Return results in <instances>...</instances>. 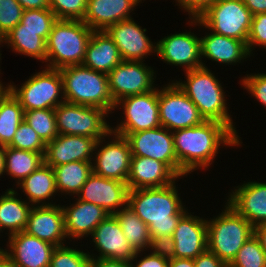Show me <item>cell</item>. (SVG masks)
I'll list each match as a JSON object with an SVG mask.
<instances>
[{
  "label": "cell",
  "instance_id": "25",
  "mask_svg": "<svg viewBox=\"0 0 266 267\" xmlns=\"http://www.w3.org/2000/svg\"><path fill=\"white\" fill-rule=\"evenodd\" d=\"M142 0H88L83 22L93 31H106L110 26L132 18L130 13Z\"/></svg>",
  "mask_w": 266,
  "mask_h": 267
},
{
  "label": "cell",
  "instance_id": "34",
  "mask_svg": "<svg viewBox=\"0 0 266 267\" xmlns=\"http://www.w3.org/2000/svg\"><path fill=\"white\" fill-rule=\"evenodd\" d=\"M113 215L117 218L124 237L134 250L142 253L146 251L151 240L148 226L134 213L129 205L127 204Z\"/></svg>",
  "mask_w": 266,
  "mask_h": 267
},
{
  "label": "cell",
  "instance_id": "19",
  "mask_svg": "<svg viewBox=\"0 0 266 267\" xmlns=\"http://www.w3.org/2000/svg\"><path fill=\"white\" fill-rule=\"evenodd\" d=\"M146 31L133 18L117 22L106 30L118 47L122 60L126 61H142L150 53H156L157 45L149 40Z\"/></svg>",
  "mask_w": 266,
  "mask_h": 267
},
{
  "label": "cell",
  "instance_id": "21",
  "mask_svg": "<svg viewBox=\"0 0 266 267\" xmlns=\"http://www.w3.org/2000/svg\"><path fill=\"white\" fill-rule=\"evenodd\" d=\"M96 143L92 137L59 134L46 144L44 162L51 167L72 161L93 162Z\"/></svg>",
  "mask_w": 266,
  "mask_h": 267
},
{
  "label": "cell",
  "instance_id": "17",
  "mask_svg": "<svg viewBox=\"0 0 266 267\" xmlns=\"http://www.w3.org/2000/svg\"><path fill=\"white\" fill-rule=\"evenodd\" d=\"M128 192L127 183L92 172L77 194V199L96 204L109 214H114L127 205Z\"/></svg>",
  "mask_w": 266,
  "mask_h": 267
},
{
  "label": "cell",
  "instance_id": "44",
  "mask_svg": "<svg viewBox=\"0 0 266 267\" xmlns=\"http://www.w3.org/2000/svg\"><path fill=\"white\" fill-rule=\"evenodd\" d=\"M242 84L255 99L266 106V74L258 73L243 77Z\"/></svg>",
  "mask_w": 266,
  "mask_h": 267
},
{
  "label": "cell",
  "instance_id": "7",
  "mask_svg": "<svg viewBox=\"0 0 266 267\" xmlns=\"http://www.w3.org/2000/svg\"><path fill=\"white\" fill-rule=\"evenodd\" d=\"M190 20L191 25L204 26L215 34L247 43L252 14L242 0H217L199 17Z\"/></svg>",
  "mask_w": 266,
  "mask_h": 267
},
{
  "label": "cell",
  "instance_id": "23",
  "mask_svg": "<svg viewBox=\"0 0 266 267\" xmlns=\"http://www.w3.org/2000/svg\"><path fill=\"white\" fill-rule=\"evenodd\" d=\"M236 188L227 204L254 227L266 223V182L250 181Z\"/></svg>",
  "mask_w": 266,
  "mask_h": 267
},
{
  "label": "cell",
  "instance_id": "30",
  "mask_svg": "<svg viewBox=\"0 0 266 267\" xmlns=\"http://www.w3.org/2000/svg\"><path fill=\"white\" fill-rule=\"evenodd\" d=\"M11 188L0 196V231L9 230V236L24 231L32 205L16 197ZM31 206V207H30Z\"/></svg>",
  "mask_w": 266,
  "mask_h": 267
},
{
  "label": "cell",
  "instance_id": "41",
  "mask_svg": "<svg viewBox=\"0 0 266 267\" xmlns=\"http://www.w3.org/2000/svg\"><path fill=\"white\" fill-rule=\"evenodd\" d=\"M88 0H50V9L57 19L83 21Z\"/></svg>",
  "mask_w": 266,
  "mask_h": 267
},
{
  "label": "cell",
  "instance_id": "2",
  "mask_svg": "<svg viewBox=\"0 0 266 267\" xmlns=\"http://www.w3.org/2000/svg\"><path fill=\"white\" fill-rule=\"evenodd\" d=\"M178 195L175 182L165 187L133 189L128 192L127 204L148 226L151 237L173 236L187 212Z\"/></svg>",
  "mask_w": 266,
  "mask_h": 267
},
{
  "label": "cell",
  "instance_id": "53",
  "mask_svg": "<svg viewBox=\"0 0 266 267\" xmlns=\"http://www.w3.org/2000/svg\"><path fill=\"white\" fill-rule=\"evenodd\" d=\"M254 235L258 238L261 247L266 252V223L255 226Z\"/></svg>",
  "mask_w": 266,
  "mask_h": 267
},
{
  "label": "cell",
  "instance_id": "55",
  "mask_svg": "<svg viewBox=\"0 0 266 267\" xmlns=\"http://www.w3.org/2000/svg\"><path fill=\"white\" fill-rule=\"evenodd\" d=\"M0 267H18L0 252Z\"/></svg>",
  "mask_w": 266,
  "mask_h": 267
},
{
  "label": "cell",
  "instance_id": "1",
  "mask_svg": "<svg viewBox=\"0 0 266 267\" xmlns=\"http://www.w3.org/2000/svg\"><path fill=\"white\" fill-rule=\"evenodd\" d=\"M174 149L179 163V177L200 168H208L218 154L220 144L238 146L240 137L227 125L212 120L201 124L178 129L172 132ZM200 167V168H199Z\"/></svg>",
  "mask_w": 266,
  "mask_h": 267
},
{
  "label": "cell",
  "instance_id": "40",
  "mask_svg": "<svg viewBox=\"0 0 266 267\" xmlns=\"http://www.w3.org/2000/svg\"><path fill=\"white\" fill-rule=\"evenodd\" d=\"M8 146L14 149L28 150L36 153H45L46 151V144L24 120L17 128L14 138Z\"/></svg>",
  "mask_w": 266,
  "mask_h": 267
},
{
  "label": "cell",
  "instance_id": "57",
  "mask_svg": "<svg viewBox=\"0 0 266 267\" xmlns=\"http://www.w3.org/2000/svg\"><path fill=\"white\" fill-rule=\"evenodd\" d=\"M1 43H4V35L0 32V45H2ZM1 55L2 54L0 53V59H1Z\"/></svg>",
  "mask_w": 266,
  "mask_h": 267
},
{
  "label": "cell",
  "instance_id": "51",
  "mask_svg": "<svg viewBox=\"0 0 266 267\" xmlns=\"http://www.w3.org/2000/svg\"><path fill=\"white\" fill-rule=\"evenodd\" d=\"M244 5L250 10L252 16L266 13V0H242Z\"/></svg>",
  "mask_w": 266,
  "mask_h": 267
},
{
  "label": "cell",
  "instance_id": "11",
  "mask_svg": "<svg viewBox=\"0 0 266 267\" xmlns=\"http://www.w3.org/2000/svg\"><path fill=\"white\" fill-rule=\"evenodd\" d=\"M119 106L124 109L125 119L114 129L111 127L113 133H134L161 126L157 87L147 93L119 100L115 103L114 110Z\"/></svg>",
  "mask_w": 266,
  "mask_h": 267
},
{
  "label": "cell",
  "instance_id": "28",
  "mask_svg": "<svg viewBox=\"0 0 266 267\" xmlns=\"http://www.w3.org/2000/svg\"><path fill=\"white\" fill-rule=\"evenodd\" d=\"M123 60L119 49L106 31H93L88 42L84 66L108 74Z\"/></svg>",
  "mask_w": 266,
  "mask_h": 267
},
{
  "label": "cell",
  "instance_id": "42",
  "mask_svg": "<svg viewBox=\"0 0 266 267\" xmlns=\"http://www.w3.org/2000/svg\"><path fill=\"white\" fill-rule=\"evenodd\" d=\"M23 11L17 0H0V32L4 36L21 22Z\"/></svg>",
  "mask_w": 266,
  "mask_h": 267
},
{
  "label": "cell",
  "instance_id": "43",
  "mask_svg": "<svg viewBox=\"0 0 266 267\" xmlns=\"http://www.w3.org/2000/svg\"><path fill=\"white\" fill-rule=\"evenodd\" d=\"M263 46L266 49V13L252 16L251 28L247 39V48L252 55L253 47Z\"/></svg>",
  "mask_w": 266,
  "mask_h": 267
},
{
  "label": "cell",
  "instance_id": "29",
  "mask_svg": "<svg viewBox=\"0 0 266 267\" xmlns=\"http://www.w3.org/2000/svg\"><path fill=\"white\" fill-rule=\"evenodd\" d=\"M18 186L22 188V192L26 194L28 203L33 206H51V202L45 200L50 199L57 194L55 173L53 167L45 162L39 166L34 172L27 176ZM43 201V202H42ZM45 201V202H44Z\"/></svg>",
  "mask_w": 266,
  "mask_h": 267
},
{
  "label": "cell",
  "instance_id": "16",
  "mask_svg": "<svg viewBox=\"0 0 266 267\" xmlns=\"http://www.w3.org/2000/svg\"><path fill=\"white\" fill-rule=\"evenodd\" d=\"M92 242L95 243V249L100 252L99 256L89 254L91 259H112L135 261L141 251L136 252L124 237L123 230L113 214H109L93 230Z\"/></svg>",
  "mask_w": 266,
  "mask_h": 267
},
{
  "label": "cell",
  "instance_id": "14",
  "mask_svg": "<svg viewBox=\"0 0 266 267\" xmlns=\"http://www.w3.org/2000/svg\"><path fill=\"white\" fill-rule=\"evenodd\" d=\"M111 135H114L112 141L106 144L104 138L97 141L92 169L97 175L127 183L132 157L129 142L124 136L113 132Z\"/></svg>",
  "mask_w": 266,
  "mask_h": 267
},
{
  "label": "cell",
  "instance_id": "15",
  "mask_svg": "<svg viewBox=\"0 0 266 267\" xmlns=\"http://www.w3.org/2000/svg\"><path fill=\"white\" fill-rule=\"evenodd\" d=\"M156 54L161 60L186 71L207 67L202 62L201 38L191 32L170 34L156 42Z\"/></svg>",
  "mask_w": 266,
  "mask_h": 267
},
{
  "label": "cell",
  "instance_id": "35",
  "mask_svg": "<svg viewBox=\"0 0 266 267\" xmlns=\"http://www.w3.org/2000/svg\"><path fill=\"white\" fill-rule=\"evenodd\" d=\"M24 120V110L8 91L0 100V145L8 146Z\"/></svg>",
  "mask_w": 266,
  "mask_h": 267
},
{
  "label": "cell",
  "instance_id": "32",
  "mask_svg": "<svg viewBox=\"0 0 266 267\" xmlns=\"http://www.w3.org/2000/svg\"><path fill=\"white\" fill-rule=\"evenodd\" d=\"M93 162L72 161L53 167L56 188L59 193L77 195L93 172ZM71 193V194H70Z\"/></svg>",
  "mask_w": 266,
  "mask_h": 267
},
{
  "label": "cell",
  "instance_id": "39",
  "mask_svg": "<svg viewBox=\"0 0 266 267\" xmlns=\"http://www.w3.org/2000/svg\"><path fill=\"white\" fill-rule=\"evenodd\" d=\"M89 254L66 245L58 246L53 251L49 267H90Z\"/></svg>",
  "mask_w": 266,
  "mask_h": 267
},
{
  "label": "cell",
  "instance_id": "38",
  "mask_svg": "<svg viewBox=\"0 0 266 267\" xmlns=\"http://www.w3.org/2000/svg\"><path fill=\"white\" fill-rule=\"evenodd\" d=\"M57 21L51 9L24 10L21 18L22 29L41 32V37L47 41L53 24Z\"/></svg>",
  "mask_w": 266,
  "mask_h": 267
},
{
  "label": "cell",
  "instance_id": "4",
  "mask_svg": "<svg viewBox=\"0 0 266 267\" xmlns=\"http://www.w3.org/2000/svg\"><path fill=\"white\" fill-rule=\"evenodd\" d=\"M65 102L101 108L111 113L115 103L109 90L108 74L83 64L60 69ZM110 111V112H109Z\"/></svg>",
  "mask_w": 266,
  "mask_h": 267
},
{
  "label": "cell",
  "instance_id": "54",
  "mask_svg": "<svg viewBox=\"0 0 266 267\" xmlns=\"http://www.w3.org/2000/svg\"><path fill=\"white\" fill-rule=\"evenodd\" d=\"M5 172V146L0 145V176Z\"/></svg>",
  "mask_w": 266,
  "mask_h": 267
},
{
  "label": "cell",
  "instance_id": "24",
  "mask_svg": "<svg viewBox=\"0 0 266 267\" xmlns=\"http://www.w3.org/2000/svg\"><path fill=\"white\" fill-rule=\"evenodd\" d=\"M179 178L165 163L149 157L132 156L127 179L129 190L168 186Z\"/></svg>",
  "mask_w": 266,
  "mask_h": 267
},
{
  "label": "cell",
  "instance_id": "22",
  "mask_svg": "<svg viewBox=\"0 0 266 267\" xmlns=\"http://www.w3.org/2000/svg\"><path fill=\"white\" fill-rule=\"evenodd\" d=\"M172 237L175 242L174 258L195 259L208 249L207 220L187 211L178 221Z\"/></svg>",
  "mask_w": 266,
  "mask_h": 267
},
{
  "label": "cell",
  "instance_id": "46",
  "mask_svg": "<svg viewBox=\"0 0 266 267\" xmlns=\"http://www.w3.org/2000/svg\"><path fill=\"white\" fill-rule=\"evenodd\" d=\"M178 6L188 12L190 18H197L201 15L209 6L213 5L217 0H176Z\"/></svg>",
  "mask_w": 266,
  "mask_h": 267
},
{
  "label": "cell",
  "instance_id": "3",
  "mask_svg": "<svg viewBox=\"0 0 266 267\" xmlns=\"http://www.w3.org/2000/svg\"><path fill=\"white\" fill-rule=\"evenodd\" d=\"M186 81L176 80L179 88L190 98L198 108L204 120L218 121L227 125L238 134L229 115L225 100V92L220 81L211 73L208 67H200L186 71Z\"/></svg>",
  "mask_w": 266,
  "mask_h": 267
},
{
  "label": "cell",
  "instance_id": "45",
  "mask_svg": "<svg viewBox=\"0 0 266 267\" xmlns=\"http://www.w3.org/2000/svg\"><path fill=\"white\" fill-rule=\"evenodd\" d=\"M149 249L153 250L151 253L166 259H173L175 252V242L172 236L159 235L151 237Z\"/></svg>",
  "mask_w": 266,
  "mask_h": 267
},
{
  "label": "cell",
  "instance_id": "36",
  "mask_svg": "<svg viewBox=\"0 0 266 267\" xmlns=\"http://www.w3.org/2000/svg\"><path fill=\"white\" fill-rule=\"evenodd\" d=\"M24 121L30 125L45 144L59 135L54 109L24 111Z\"/></svg>",
  "mask_w": 266,
  "mask_h": 267
},
{
  "label": "cell",
  "instance_id": "50",
  "mask_svg": "<svg viewBox=\"0 0 266 267\" xmlns=\"http://www.w3.org/2000/svg\"><path fill=\"white\" fill-rule=\"evenodd\" d=\"M24 10L50 9V0H17Z\"/></svg>",
  "mask_w": 266,
  "mask_h": 267
},
{
  "label": "cell",
  "instance_id": "9",
  "mask_svg": "<svg viewBox=\"0 0 266 267\" xmlns=\"http://www.w3.org/2000/svg\"><path fill=\"white\" fill-rule=\"evenodd\" d=\"M54 110L59 134L87 136L97 141L112 136L105 119L109 113L104 109L63 102Z\"/></svg>",
  "mask_w": 266,
  "mask_h": 267
},
{
  "label": "cell",
  "instance_id": "18",
  "mask_svg": "<svg viewBox=\"0 0 266 267\" xmlns=\"http://www.w3.org/2000/svg\"><path fill=\"white\" fill-rule=\"evenodd\" d=\"M7 247L2 252L18 267H49L56 246L31 236L24 231L8 236Z\"/></svg>",
  "mask_w": 266,
  "mask_h": 267
},
{
  "label": "cell",
  "instance_id": "52",
  "mask_svg": "<svg viewBox=\"0 0 266 267\" xmlns=\"http://www.w3.org/2000/svg\"><path fill=\"white\" fill-rule=\"evenodd\" d=\"M168 267H195V263L191 258H173L169 259Z\"/></svg>",
  "mask_w": 266,
  "mask_h": 267
},
{
  "label": "cell",
  "instance_id": "5",
  "mask_svg": "<svg viewBox=\"0 0 266 267\" xmlns=\"http://www.w3.org/2000/svg\"><path fill=\"white\" fill-rule=\"evenodd\" d=\"M92 33L83 21L57 19L46 41V67L60 70L82 64Z\"/></svg>",
  "mask_w": 266,
  "mask_h": 267
},
{
  "label": "cell",
  "instance_id": "8",
  "mask_svg": "<svg viewBox=\"0 0 266 267\" xmlns=\"http://www.w3.org/2000/svg\"><path fill=\"white\" fill-rule=\"evenodd\" d=\"M7 85L24 111L55 109L65 102L63 80L60 70L57 69L46 67L42 72H36L24 84L22 83L20 88L11 83Z\"/></svg>",
  "mask_w": 266,
  "mask_h": 267
},
{
  "label": "cell",
  "instance_id": "56",
  "mask_svg": "<svg viewBox=\"0 0 266 267\" xmlns=\"http://www.w3.org/2000/svg\"><path fill=\"white\" fill-rule=\"evenodd\" d=\"M8 91H9V87L3 86V83L0 82V100Z\"/></svg>",
  "mask_w": 266,
  "mask_h": 267
},
{
  "label": "cell",
  "instance_id": "6",
  "mask_svg": "<svg viewBox=\"0 0 266 267\" xmlns=\"http://www.w3.org/2000/svg\"><path fill=\"white\" fill-rule=\"evenodd\" d=\"M253 235L254 226L228 204L219 216L207 220L208 250L227 266Z\"/></svg>",
  "mask_w": 266,
  "mask_h": 267
},
{
  "label": "cell",
  "instance_id": "37",
  "mask_svg": "<svg viewBox=\"0 0 266 267\" xmlns=\"http://www.w3.org/2000/svg\"><path fill=\"white\" fill-rule=\"evenodd\" d=\"M227 267H266V252L255 235L243 244Z\"/></svg>",
  "mask_w": 266,
  "mask_h": 267
},
{
  "label": "cell",
  "instance_id": "49",
  "mask_svg": "<svg viewBox=\"0 0 266 267\" xmlns=\"http://www.w3.org/2000/svg\"><path fill=\"white\" fill-rule=\"evenodd\" d=\"M90 267H132V263L124 260L91 259Z\"/></svg>",
  "mask_w": 266,
  "mask_h": 267
},
{
  "label": "cell",
  "instance_id": "12",
  "mask_svg": "<svg viewBox=\"0 0 266 267\" xmlns=\"http://www.w3.org/2000/svg\"><path fill=\"white\" fill-rule=\"evenodd\" d=\"M124 136L132 156L149 157L165 163L179 177V163L174 149L172 131L157 127L134 133H116Z\"/></svg>",
  "mask_w": 266,
  "mask_h": 267
},
{
  "label": "cell",
  "instance_id": "20",
  "mask_svg": "<svg viewBox=\"0 0 266 267\" xmlns=\"http://www.w3.org/2000/svg\"><path fill=\"white\" fill-rule=\"evenodd\" d=\"M24 232L56 247L63 246L68 237L62 207L59 204L32 206Z\"/></svg>",
  "mask_w": 266,
  "mask_h": 267
},
{
  "label": "cell",
  "instance_id": "33",
  "mask_svg": "<svg viewBox=\"0 0 266 267\" xmlns=\"http://www.w3.org/2000/svg\"><path fill=\"white\" fill-rule=\"evenodd\" d=\"M45 153H36L28 150H18L5 146L4 174L17 179L19 185L27 176L44 163Z\"/></svg>",
  "mask_w": 266,
  "mask_h": 267
},
{
  "label": "cell",
  "instance_id": "27",
  "mask_svg": "<svg viewBox=\"0 0 266 267\" xmlns=\"http://www.w3.org/2000/svg\"><path fill=\"white\" fill-rule=\"evenodd\" d=\"M201 57L220 64L235 65L250 57V53L246 42L211 32L201 37Z\"/></svg>",
  "mask_w": 266,
  "mask_h": 267
},
{
  "label": "cell",
  "instance_id": "31",
  "mask_svg": "<svg viewBox=\"0 0 266 267\" xmlns=\"http://www.w3.org/2000/svg\"><path fill=\"white\" fill-rule=\"evenodd\" d=\"M4 43L14 52L46 62V41L41 32L22 29L21 22L4 36Z\"/></svg>",
  "mask_w": 266,
  "mask_h": 267
},
{
  "label": "cell",
  "instance_id": "10",
  "mask_svg": "<svg viewBox=\"0 0 266 267\" xmlns=\"http://www.w3.org/2000/svg\"><path fill=\"white\" fill-rule=\"evenodd\" d=\"M158 105L161 126L170 131L194 127L205 121L196 105L173 81L158 89Z\"/></svg>",
  "mask_w": 266,
  "mask_h": 267
},
{
  "label": "cell",
  "instance_id": "13",
  "mask_svg": "<svg viewBox=\"0 0 266 267\" xmlns=\"http://www.w3.org/2000/svg\"><path fill=\"white\" fill-rule=\"evenodd\" d=\"M154 74L153 68L146 66L143 61L123 60L108 73L109 90L114 103L154 90Z\"/></svg>",
  "mask_w": 266,
  "mask_h": 267
},
{
  "label": "cell",
  "instance_id": "48",
  "mask_svg": "<svg viewBox=\"0 0 266 267\" xmlns=\"http://www.w3.org/2000/svg\"><path fill=\"white\" fill-rule=\"evenodd\" d=\"M168 259L160 257L158 255H154L152 253H149V255H146L140 259V261H137V265H133L132 267H168Z\"/></svg>",
  "mask_w": 266,
  "mask_h": 267
},
{
  "label": "cell",
  "instance_id": "26",
  "mask_svg": "<svg viewBox=\"0 0 266 267\" xmlns=\"http://www.w3.org/2000/svg\"><path fill=\"white\" fill-rule=\"evenodd\" d=\"M64 213L65 231L70 239L88 237L95 227L103 221L109 213L96 204L76 198L75 204L62 206Z\"/></svg>",
  "mask_w": 266,
  "mask_h": 267
},
{
  "label": "cell",
  "instance_id": "47",
  "mask_svg": "<svg viewBox=\"0 0 266 267\" xmlns=\"http://www.w3.org/2000/svg\"><path fill=\"white\" fill-rule=\"evenodd\" d=\"M195 267H227V265L208 249L194 259Z\"/></svg>",
  "mask_w": 266,
  "mask_h": 267
}]
</instances>
